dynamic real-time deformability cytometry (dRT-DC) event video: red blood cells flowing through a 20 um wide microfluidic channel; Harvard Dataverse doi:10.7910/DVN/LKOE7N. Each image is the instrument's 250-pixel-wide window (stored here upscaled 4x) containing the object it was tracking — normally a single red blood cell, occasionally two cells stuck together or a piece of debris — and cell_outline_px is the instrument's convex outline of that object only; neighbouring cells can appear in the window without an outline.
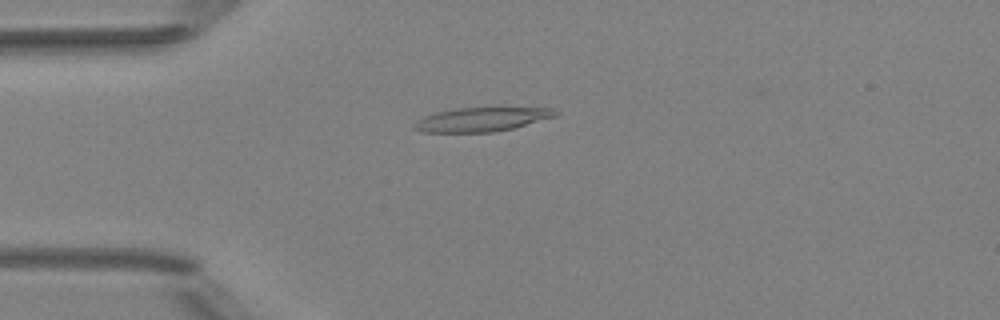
{"species": "Egyptian fruit bat (a non-hibernating species)", "species_latin": "Rousettus aegyptiacus", "temperature_condition": "room temperature", "stored_images_in_passage": 4, "camera_frame_rate_fps": 3000, "um_per_image_px": 0.085, "animal": {"sex": "female"}, "frame": {"image": 1, "passage_image": 3, "time_ms": 3.333, "image_size_px": [1000, 320], "cell_outline_px": [[560, 112], [556, 116], [512, 128], [496, 132], [420, 132], [412, 128], [412, 124], [416, 120], [424, 116], [436, 112], [456, 108], [552, 108]], "centroid_in_image_um": [40.88, 10.15], "position_along_channel_um": 44.1, "area_um2": 19.71}}